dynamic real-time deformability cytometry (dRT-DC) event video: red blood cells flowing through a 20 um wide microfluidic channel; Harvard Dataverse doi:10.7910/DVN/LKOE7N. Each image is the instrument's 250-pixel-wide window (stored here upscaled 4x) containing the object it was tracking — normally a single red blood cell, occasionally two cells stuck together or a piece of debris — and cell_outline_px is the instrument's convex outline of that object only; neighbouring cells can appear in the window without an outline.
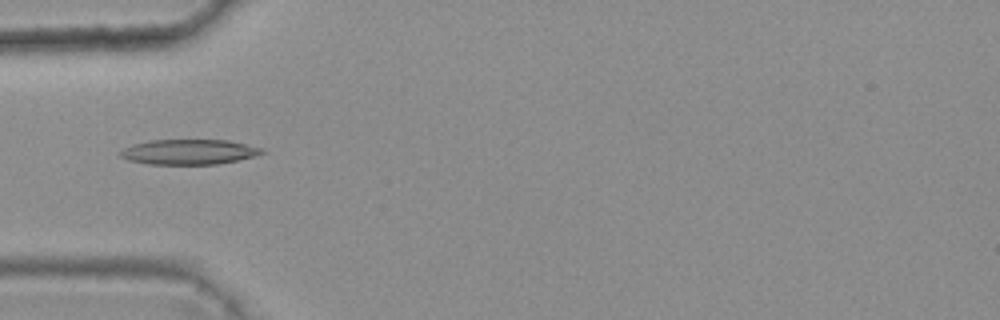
{"species": "common noctule bat (a hibernating species)", "species_latin": "Nyctalus noctula", "temperature_condition": "warm", "stored_images_in_passage": 3, "camera_frame_rate_fps": 3000, "um_per_image_px": 0.085, "animal": {"sex": "female", "body_mass_g": 25.1}, "frame": {"image": 1, "passage_image": 3, "time_ms": 0.667, "image_size_px": [1000, 320], "cell_outline_px": [[264, 152], [256, 156], [220, 164], [148, 164], [128, 160], [120, 156], [116, 152], [132, 144], [148, 140], [228, 140], [264, 148]], "centroid_in_image_um": [16.04, 12.91], "position_along_channel_um": 69.0, "area_um2": 20.92}}